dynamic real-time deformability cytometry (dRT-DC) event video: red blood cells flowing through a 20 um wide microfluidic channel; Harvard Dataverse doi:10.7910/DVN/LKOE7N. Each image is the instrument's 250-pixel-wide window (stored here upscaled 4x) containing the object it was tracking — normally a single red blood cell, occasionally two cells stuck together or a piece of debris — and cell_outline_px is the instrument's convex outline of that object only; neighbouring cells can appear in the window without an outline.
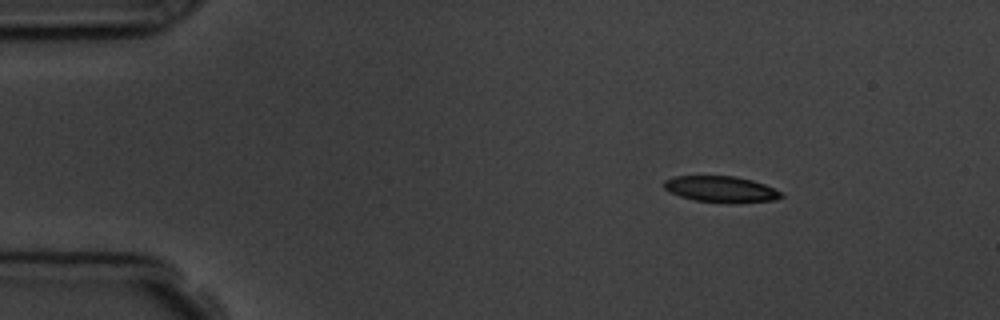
{"species": "common noctule bat (a hibernating species)", "species_latin": "Nyctalus noctula", "temperature_condition": "room temperature", "stored_images_in_passage": 5, "camera_frame_rate_fps": 3000, "um_per_image_px": 0.085, "animal": {"sex": "male", "body_mass_g": 19.5, "forearm_length_mm": 54.6}, "frame": {"image": 1, "passage_image": 3, "time_ms": 2.333, "image_size_px": [1000, 320], "cell_outline_px": [[784, 196], [776, 200], [736, 204], [732, 204], [696, 200], [680, 196], [668, 192], [664, 188], [664, 180], [676, 176], [736, 176], [752, 180], [764, 184], [784, 192]], "centroid_in_image_um": [61.34, 16.1], "position_along_channel_um": 23.7, "area_um2": 18.21}}